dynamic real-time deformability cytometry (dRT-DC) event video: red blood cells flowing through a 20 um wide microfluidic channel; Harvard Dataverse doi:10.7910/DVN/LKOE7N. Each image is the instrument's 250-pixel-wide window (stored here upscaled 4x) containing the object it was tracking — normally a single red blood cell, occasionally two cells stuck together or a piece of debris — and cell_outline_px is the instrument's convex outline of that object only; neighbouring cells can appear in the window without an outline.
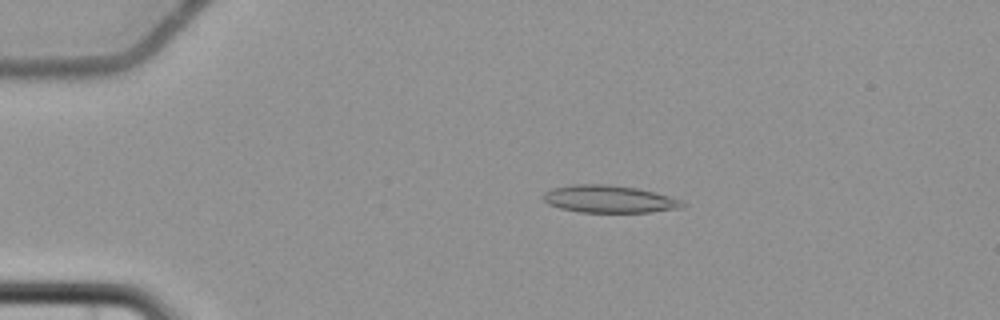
{"species": "common noctule bat (a hibernating species)", "species_latin": "Nyctalus noctula", "temperature_condition": "cold", "stored_images_in_passage": 3, "camera_frame_rate_fps": 3000, "um_per_image_px": 0.085, "animal": {"sex": "female", "body_mass_g": 22.7, "forearm_length_mm": 54.2}, "frame": {"image": 1, "passage_image": 2, "time_ms": 1.333, "image_size_px": [1000, 320], "cell_outline_px": [[688, 204], [684, 208], [652, 212], [580, 212], [560, 208], [548, 204], [544, 200], [544, 192], [552, 188], [572, 184], [604, 184], [636, 188], [684, 200]], "centroid_in_image_um": [51.82, 16.93], "position_along_channel_um": 33.2, "area_um2": 22.31}}